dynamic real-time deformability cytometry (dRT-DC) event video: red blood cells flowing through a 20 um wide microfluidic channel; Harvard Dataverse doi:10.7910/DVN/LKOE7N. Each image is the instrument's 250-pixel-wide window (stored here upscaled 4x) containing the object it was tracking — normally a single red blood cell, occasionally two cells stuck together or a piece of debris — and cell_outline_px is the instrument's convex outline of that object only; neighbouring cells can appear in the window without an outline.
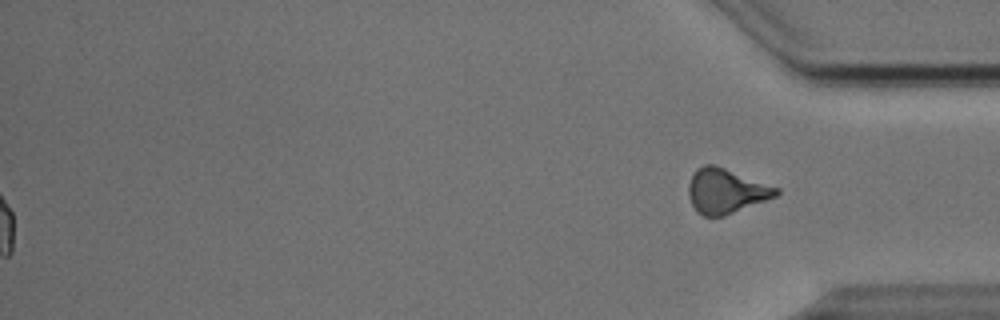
{"species": "Egyptian fruit bat (a non-hibernating species)", "species_latin": "Rousettus aegyptiacus", "temperature_condition": "cold", "stored_images_in_passage": 55, "segment_of_instrument_passage": [2, 2], "camera_frame_rate_fps": 3000, "um_per_image_px": 0.085, "animal": {"sex": "male"}, "frame": {"image": 1, "passage_image": 55, "time_ms": 18.0, "image_size_px": [1000, 320], "cell_outline_px": [[780, 192], [776, 196], [724, 216], [704, 216], [692, 204], [688, 196], [688, 184], [696, 168], [704, 164], [712, 164], [724, 168], [780, 188]], "centroid_in_image_um": [61.7, 16.22], "position_along_channel_um": 373.5, "area_um2": 22.54}}